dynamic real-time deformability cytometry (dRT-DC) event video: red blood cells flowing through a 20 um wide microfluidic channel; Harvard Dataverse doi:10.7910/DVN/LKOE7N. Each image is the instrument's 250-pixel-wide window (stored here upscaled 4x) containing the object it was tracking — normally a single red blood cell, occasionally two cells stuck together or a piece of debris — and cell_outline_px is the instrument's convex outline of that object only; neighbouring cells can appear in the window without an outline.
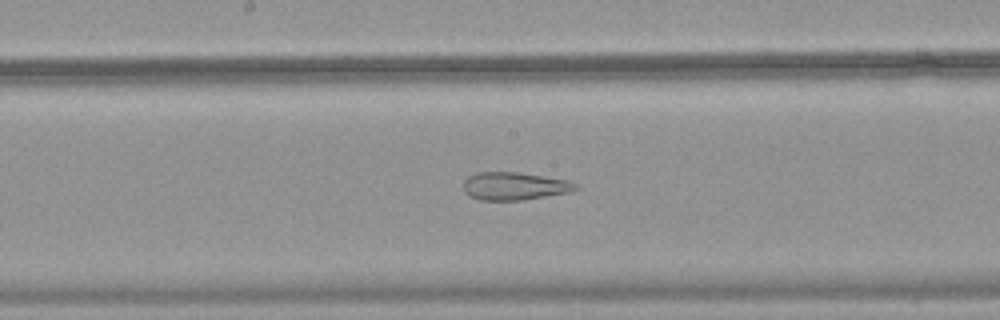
{"species": "common noctule bat (a hibernating species)", "species_latin": "Nyctalus noctula", "temperature_condition": "warm", "stored_images_in_passage": 51, "camera_frame_rate_fps": 3000, "um_per_image_px": 0.085, "animal": {"sex": "female", "body_mass_g": 18.4}, "frame": {"image": 1, "passage_image": 28, "time_ms": 9.0, "image_size_px": [1000, 320], "cell_outline_px": [[580, 188], [568, 192], [524, 200], [480, 200], [472, 196], [464, 188], [464, 180], [468, 176], [476, 172], [520, 172], [568, 180], [576, 184]], "centroid_in_image_um": [43.75, 15.81], "position_along_channel_um": 204.5, "area_um2": 18.09}}
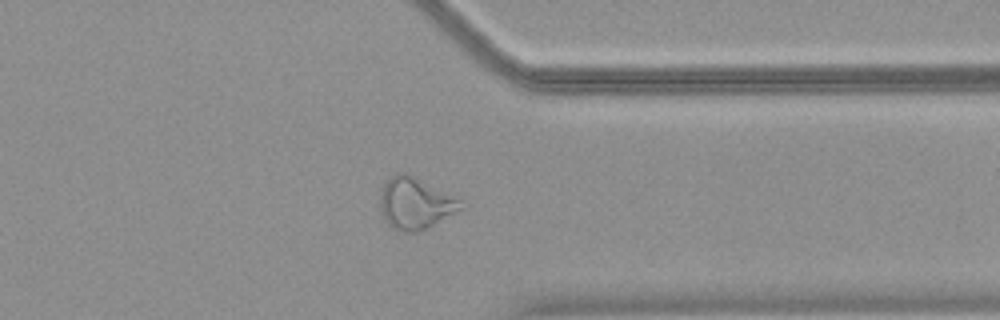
{"frame": {"image": 2, "passage_image": 41, "time_ms": 13.333, "image_size_px": [1000, 320], "cell_outline_px": [[464, 208], [416, 232], [404, 232], [392, 228], [384, 220], [380, 208], [380, 192], [384, 184], [396, 172], [408, 172], [460, 196]], "centroid_in_image_um": [35.33, 17.23], "position_along_channel_um": 376.1, "area_um2": 24.74}}
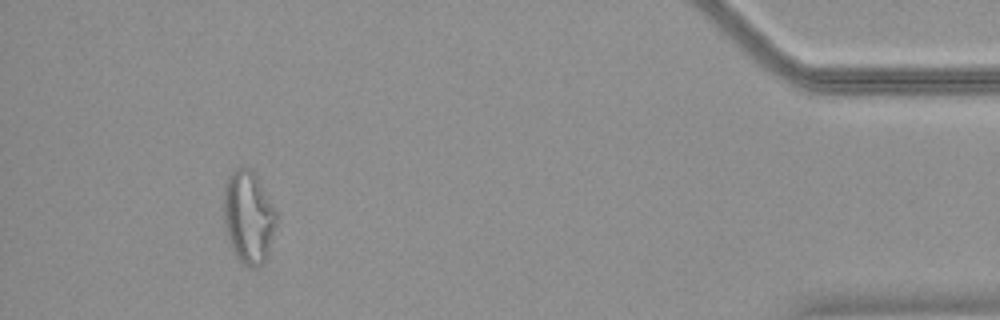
{"frame": {"image": 3, "passage_image": 48, "time_ms": 15.667, "image_size_px": [1000, 320], "cell_outline_px": [[276, 224], [268, 252], [264, 260], [256, 268], [248, 268], [236, 256], [228, 240], [224, 220], [224, 184], [232, 168], [240, 164], [252, 168], [256, 172], [276, 208]], "centroid_in_image_um": [21.12, 18.35], "position_along_channel_um": 414.1, "area_um2": 29.07}}